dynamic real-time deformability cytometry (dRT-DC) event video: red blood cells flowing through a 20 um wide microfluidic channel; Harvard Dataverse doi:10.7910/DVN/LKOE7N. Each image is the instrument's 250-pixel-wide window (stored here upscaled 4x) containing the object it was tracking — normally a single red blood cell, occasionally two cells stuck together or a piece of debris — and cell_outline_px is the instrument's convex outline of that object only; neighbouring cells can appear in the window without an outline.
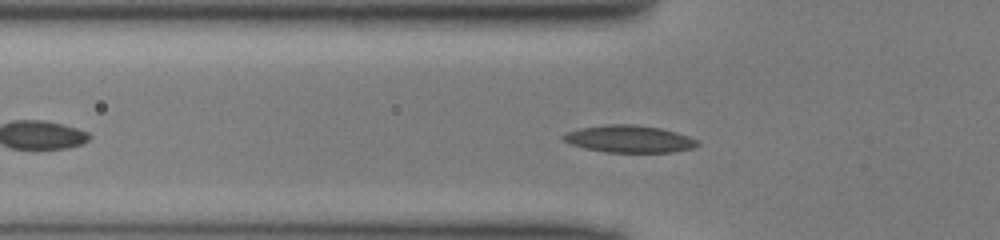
{"species": "common noctule bat (a hibernating species)", "species_latin": "Nyctalus noctula", "temperature_condition": "cold", "stored_images_in_passage": 41, "camera_frame_rate_fps": 3000, "um_per_image_px": 0.085, "animal": {"sex": "male", "body_mass_g": 13.0, "forearm_length_mm": 53.1}, "frame": {"image": 1, "passage_image": 10, "time_ms": 3.0, "image_size_px": [1000, 240], "cell_outline_px": [[700, 144], [696, 148], [672, 152], [604, 152], [584, 148], [572, 144], [564, 140], [560, 136], [568, 132], [580, 128], [604, 124], [636, 124], [660, 128], [676, 132], [688, 136], [696, 140]], "centroid_in_image_um": [53.5, 11.81], "position_along_channel_um": 72.3, "area_um2": 21.33}}
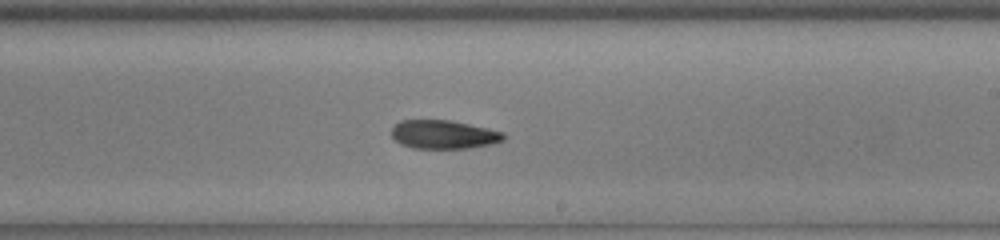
{"frame": {"image": 2, "passage_image": 23, "time_ms": 7.333, "image_size_px": [1000, 240], "cell_outline_px": [[504, 140], [492, 144], [468, 148], [412, 148], [400, 144], [392, 136], [392, 128], [400, 120], [448, 120], [488, 128], [504, 132]], "centroid_in_image_um": [37.71, 11.43], "position_along_channel_um": 251.3, "area_um2": 18.61}}
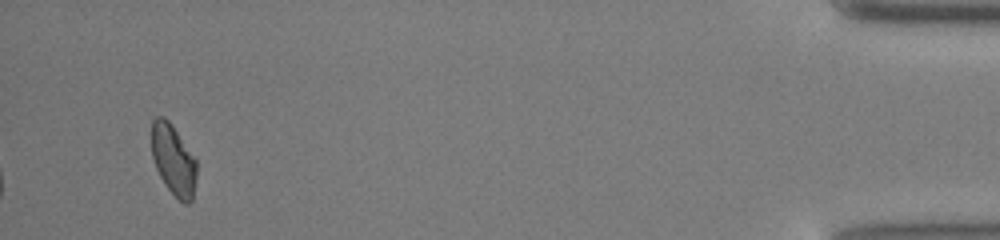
{"frame": {"image": 3, "passage_image": 41, "time_ms": 13.333, "image_size_px": [1000, 240], "cell_outline_px": [[196, 180], [192, 200], [188, 204], [184, 204], [164, 184], [156, 168], [152, 156], [152, 120], [156, 116], [164, 116], [168, 120], [196, 160]], "centroid_in_image_um": [14.73, 13.6], "position_along_channel_um": 420.5, "area_um2": 18.26}}